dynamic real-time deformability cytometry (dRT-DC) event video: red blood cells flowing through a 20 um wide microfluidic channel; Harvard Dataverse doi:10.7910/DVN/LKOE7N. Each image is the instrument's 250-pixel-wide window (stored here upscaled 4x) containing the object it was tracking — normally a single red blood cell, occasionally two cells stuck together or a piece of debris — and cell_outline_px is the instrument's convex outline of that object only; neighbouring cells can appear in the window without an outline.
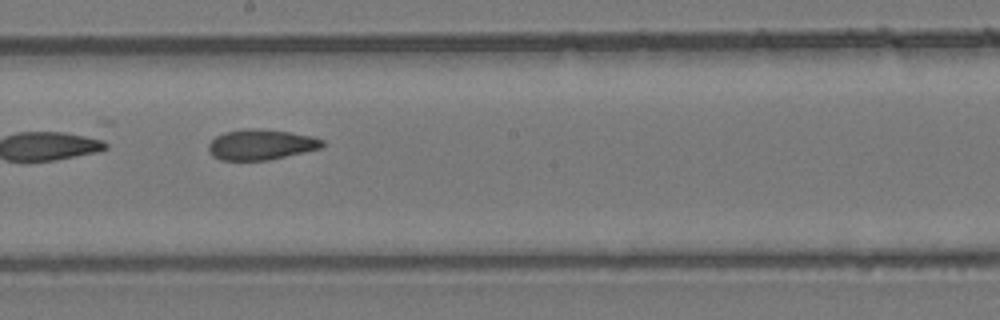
{"species": "common noctule bat (a hibernating species)", "species_latin": "Nyctalus noctula", "temperature_condition": "room temperature", "stored_images_in_passage": 21, "camera_frame_rate_fps": 3000, "um_per_image_px": 0.085, "animal": {"sex": "female", "body_mass_g": 24.6, "forearm_length_mm": 56.2}, "frame": {"image": 1, "passage_image": 15, "time_ms": 4.667, "image_size_px": [1000, 320], "cell_outline_px": [[324, 144], [320, 148], [304, 152], [268, 160], [220, 160], [212, 156], [208, 148], [208, 144], [216, 136], [224, 132], [244, 128], [252, 128], [288, 132], [312, 136], [324, 140]], "centroid_in_image_um": [22.15, 12.29], "position_along_channel_um": 226.0, "area_um2": 20.11}}
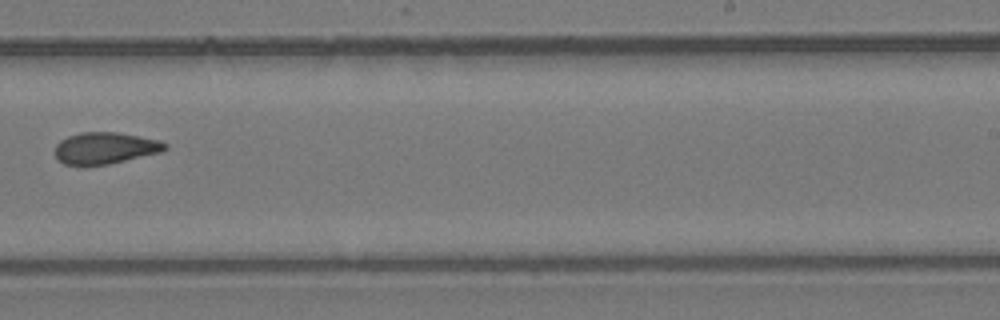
{"frame": {"image": 2, "passage_image": 18, "time_ms": 5.667, "image_size_px": [1000, 320], "cell_outline_px": [[168, 148], [160, 152], [108, 164], [64, 164], [56, 156], [56, 144], [60, 140], [68, 136], [80, 132], [116, 132], [160, 140], [168, 144]], "centroid_in_image_um": [8.96, 12.56], "position_along_channel_um": 280.0, "area_um2": 19.94}}